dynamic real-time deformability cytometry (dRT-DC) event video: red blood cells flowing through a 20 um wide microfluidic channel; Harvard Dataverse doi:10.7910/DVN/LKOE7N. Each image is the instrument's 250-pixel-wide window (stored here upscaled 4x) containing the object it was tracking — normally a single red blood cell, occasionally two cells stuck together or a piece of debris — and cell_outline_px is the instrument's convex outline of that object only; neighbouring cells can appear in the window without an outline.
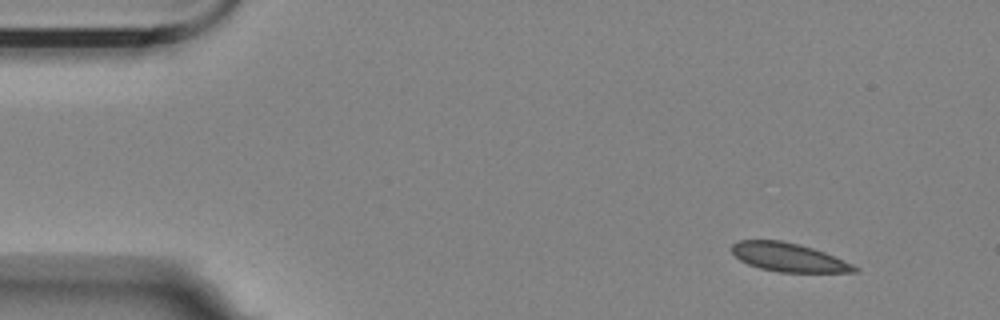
{"species": "Egyptian fruit bat (a non-hibernating species)", "species_latin": "Rousettus aegyptiacus", "temperature_condition": "room temperature", "stored_images_in_passage": 52, "camera_frame_rate_fps": 3000, "um_per_image_px": 0.085, "animal": {"sex": "female"}, "frame": {"image": 1, "passage_image": 1, "time_ms": 0.0, "image_size_px": [1000, 320], "cell_outline_px": [[860, 272], [780, 272], [760, 268], [748, 264], [740, 260], [732, 252], [732, 244], [740, 240], [780, 240], [800, 244], [824, 252], [852, 264], [860, 268]], "centroid_in_image_um": [67.04, 21.87], "position_along_channel_um": 18.0, "area_um2": 20.35}}
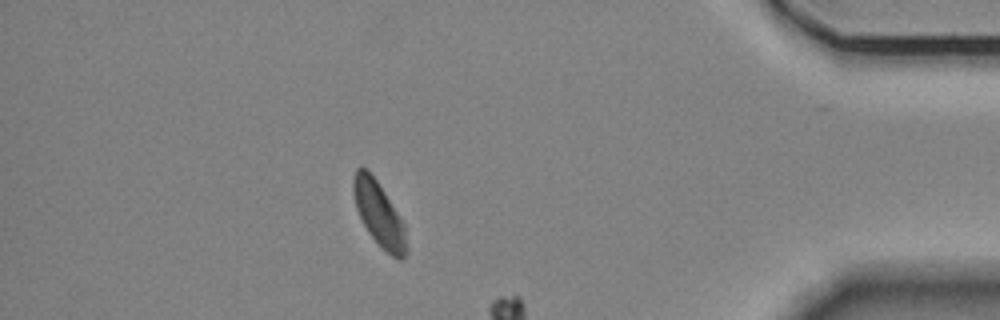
{"frame": {"image": 2, "passage_image": 45, "time_ms": 14.667, "image_size_px": [1000, 320], "cell_outline_px": [[408, 252], [400, 260], [396, 260], [368, 232], [356, 208], [352, 192], [352, 180], [356, 168], [364, 168], [376, 180], [384, 192], [404, 224], [408, 248]], "centroid_in_image_um": [32.21, 18.21], "position_along_channel_um": 403.0, "area_um2": 19.48}}